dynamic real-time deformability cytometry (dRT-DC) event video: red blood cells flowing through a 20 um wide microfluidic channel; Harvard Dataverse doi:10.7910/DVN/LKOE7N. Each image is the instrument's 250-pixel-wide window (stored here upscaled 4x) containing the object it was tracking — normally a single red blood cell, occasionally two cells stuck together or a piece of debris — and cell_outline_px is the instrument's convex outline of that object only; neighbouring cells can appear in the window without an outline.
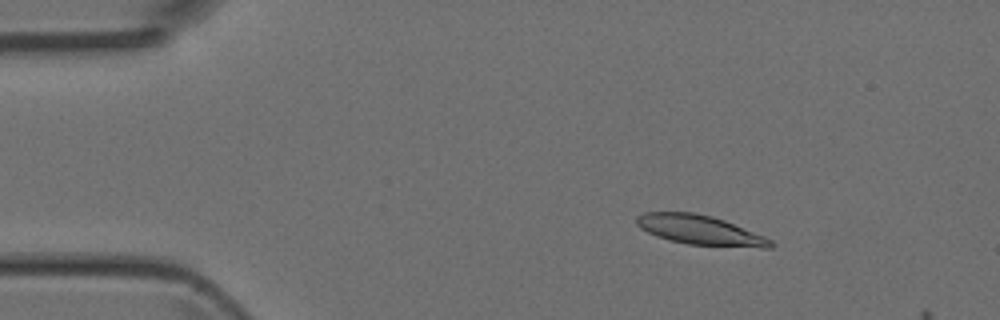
{"species": "Egyptian fruit bat (a non-hibernating species)", "species_latin": "Rousettus aegyptiacus", "temperature_condition": "room temperature", "stored_images_in_passage": 10, "camera_frame_rate_fps": 3000, "um_per_image_px": 0.085, "animal": {"sex": "female"}, "frame": {"image": 1, "passage_image": 7, "time_ms": 2.0, "image_size_px": [1000, 320], "cell_outline_px": [[776, 244], [772, 248], [760, 248], [688, 244], [668, 240], [656, 236], [640, 228], [636, 224], [636, 216], [644, 212], [692, 212], [712, 216], [724, 220], [764, 236], [772, 240]], "centroid_in_image_um": [59.51, 19.56], "position_along_channel_um": 25.5, "area_um2": 23.18}}